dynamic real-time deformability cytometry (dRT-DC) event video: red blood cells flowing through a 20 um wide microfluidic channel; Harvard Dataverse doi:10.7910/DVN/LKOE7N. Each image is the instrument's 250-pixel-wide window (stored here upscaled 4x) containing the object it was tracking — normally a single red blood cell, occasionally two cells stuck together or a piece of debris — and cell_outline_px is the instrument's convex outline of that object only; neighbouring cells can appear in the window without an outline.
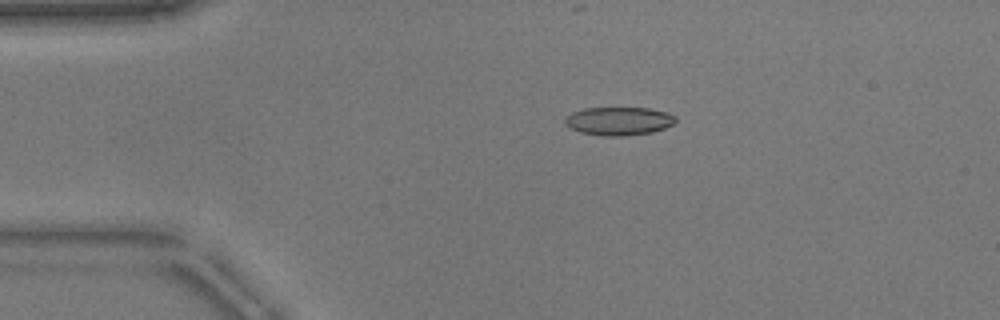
{"species": "common noctule bat (a hibernating species)", "species_latin": "Nyctalus noctula", "temperature_condition": "warm", "stored_images_in_passage": 43, "camera_frame_rate_fps": 3000, "um_per_image_px": 0.085, "animal": {"sex": "male", "body_mass_g": 17.9}, "frame": {"image": 1, "passage_image": 1, "time_ms": 0.0, "image_size_px": [1000, 320], "cell_outline_px": [[676, 120], [672, 124], [664, 128], [652, 132], [624, 136], [604, 136], [580, 132], [564, 124], [564, 120], [572, 112], [584, 108], [648, 108], [668, 112], [676, 116]], "centroid_in_image_um": [52.6, 10.29], "position_along_channel_um": 32.4, "area_um2": 18.21}}
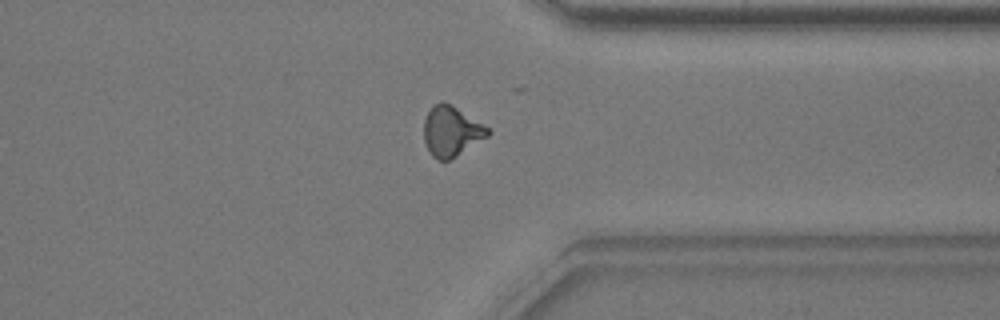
{"frame": {"image": 2, "passage_image": 31, "time_ms": 10.0, "image_size_px": [1000, 320], "cell_outline_px": [[492, 132], [488, 136], [456, 156], [448, 160], [440, 160], [432, 156], [424, 140], [424, 120], [432, 104], [440, 100], [452, 104], [488, 128]], "centroid_in_image_um": [38.35, 11.13], "position_along_channel_um": 373.1, "area_um2": 18.55}}
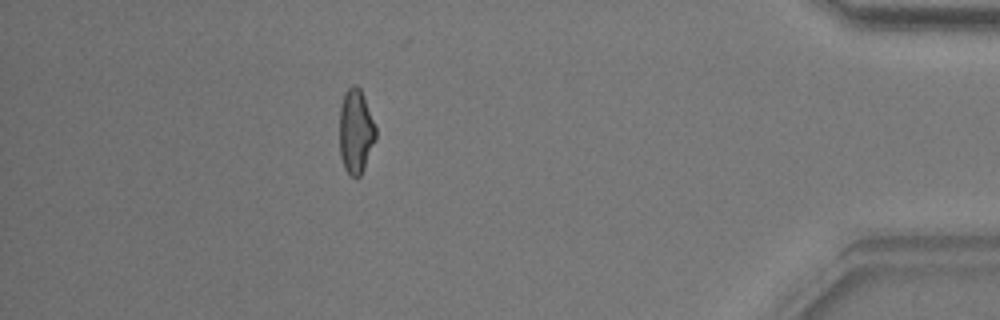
{"frame": {"image": 3, "passage_image": 37, "time_ms": 12.0, "image_size_px": [1000, 320], "cell_outline_px": [[376, 140], [364, 168], [360, 176], [356, 180], [344, 168], [340, 156], [340, 104], [344, 92], [352, 84], [356, 84], [360, 88], [376, 128]], "centroid_in_image_um": [30.23, 11.17], "position_along_channel_um": 405.0, "area_um2": 17.92}, "authors_computed_cell_mechanics": {"area_um2": 18.207, "velocity_mm_per_s": 3.8579, "shape_relaxation_time_tau1_ms": 4.2318, "shape_relaxation_time_tau2_ms": 1.8596, "deformation_change_tau1": 0.1528, "deformation_change_tau2": 0.0961}}